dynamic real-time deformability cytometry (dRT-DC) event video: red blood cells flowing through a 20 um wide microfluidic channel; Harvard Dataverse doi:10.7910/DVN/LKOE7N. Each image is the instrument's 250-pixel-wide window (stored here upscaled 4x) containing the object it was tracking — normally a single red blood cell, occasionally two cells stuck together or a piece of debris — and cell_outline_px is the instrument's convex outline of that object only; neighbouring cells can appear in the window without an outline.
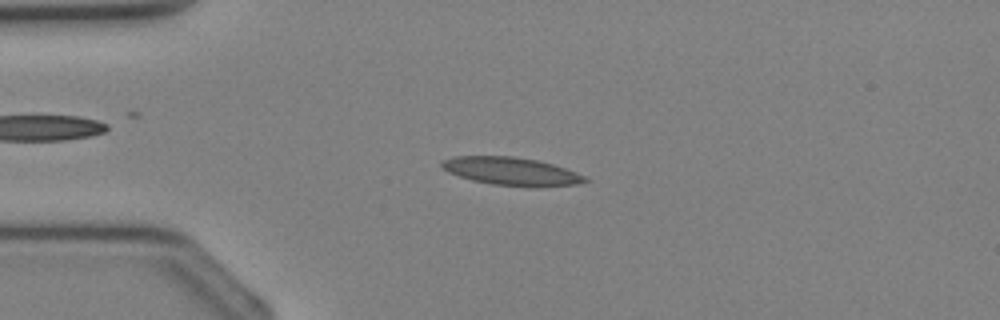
{"species": "Egyptian fruit bat (a non-hibernating species)", "species_latin": "Rousettus aegyptiacus", "temperature_condition": "cold", "stored_images_in_passage": 32, "camera_frame_rate_fps": 3000, "um_per_image_px": 0.085, "animal": {"sex": "female"}, "frame": {"image": 1, "passage_image": 5, "time_ms": 1.333, "image_size_px": [1000, 320], "cell_outline_px": [[588, 180], [576, 184], [536, 188], [528, 188], [492, 184], [472, 180], [448, 172], [440, 164], [440, 160], [452, 156], [512, 156], [536, 160], [552, 164], [576, 172], [584, 176]], "centroid_in_image_um": [43.44, 14.57], "position_along_channel_um": 41.6, "area_um2": 23.52}}
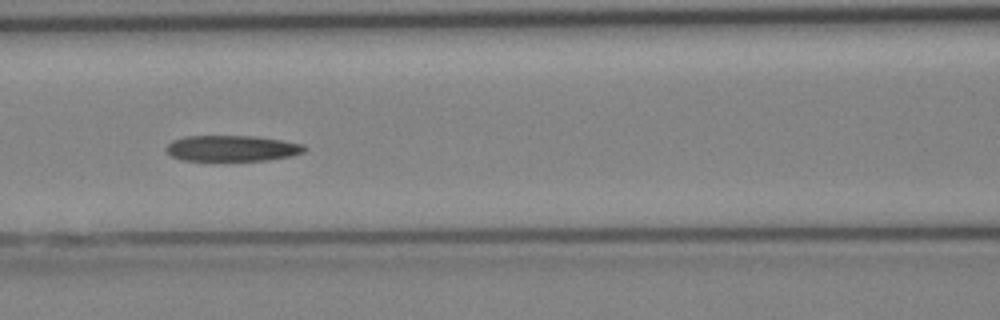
{"frame": {"image": 2, "passage_image": 12, "time_ms": 3.667, "image_size_px": [1000, 320], "cell_outline_px": [[308, 148], [304, 152], [292, 156], [268, 160], [180, 160], [172, 156], [168, 152], [168, 144], [172, 140], [184, 136], [256, 136], [304, 144]], "centroid_in_image_um": [19.76, 12.6], "position_along_channel_um": 146.8, "area_um2": 20.81}}
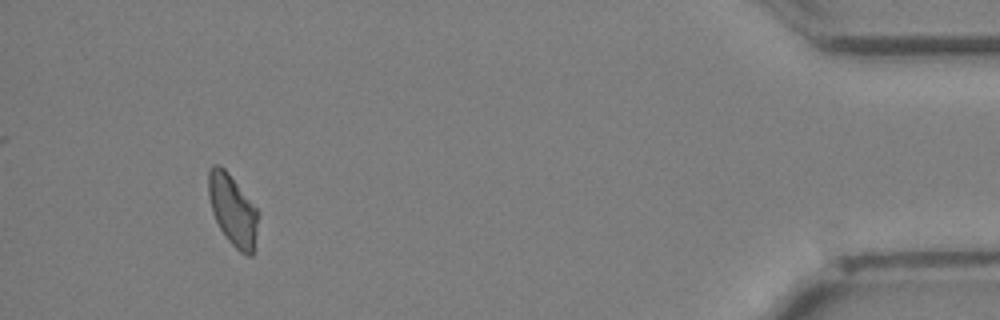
{"frame": {"image": 3, "passage_image": 30, "time_ms": 9.667, "image_size_px": [1000, 320], "cell_outline_px": [[256, 232], [252, 256], [248, 256], [240, 252], [228, 240], [220, 228], [212, 212], [208, 196], [208, 172], [212, 164], [220, 164], [228, 172], [256, 208]], "centroid_in_image_um": [19.73, 17.82], "position_along_channel_um": 415.5, "area_um2": 20.11}}